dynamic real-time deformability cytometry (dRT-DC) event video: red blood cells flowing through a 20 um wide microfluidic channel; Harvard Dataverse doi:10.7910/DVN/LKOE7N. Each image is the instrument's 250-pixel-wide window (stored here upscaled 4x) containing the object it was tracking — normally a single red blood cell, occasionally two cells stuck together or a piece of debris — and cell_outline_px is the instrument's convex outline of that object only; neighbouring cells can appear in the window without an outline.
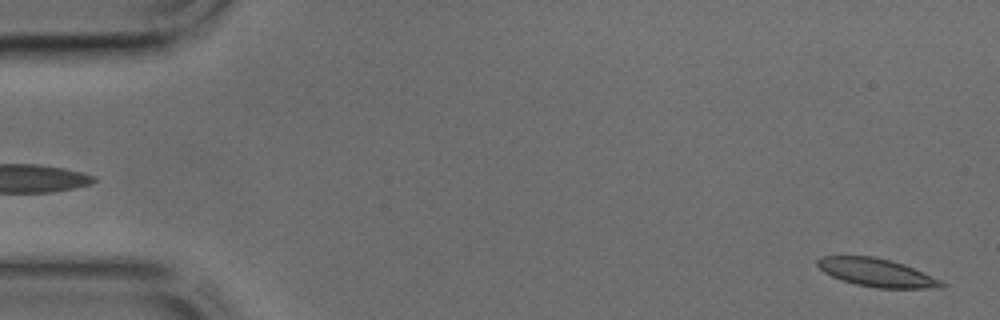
{"species": "common noctule bat (a hibernating species)", "species_latin": "Nyctalus noctula", "temperature_condition": "cold", "stored_images_in_passage": 43, "camera_frame_rate_fps": 3000, "um_per_image_px": 0.085, "animal": {"sex": "male", "body_mass_g": 17.9, "forearm_length_mm": 54.2}, "frame": {"image": 1, "passage_image": 1, "time_ms": 0.0, "image_size_px": [1000, 320], "cell_outline_px": [[948, 284], [944, 288], [876, 288], [856, 284], [832, 276], [824, 272], [816, 264], [816, 260], [820, 256], [872, 256], [904, 264], [940, 280]], "centroid_in_image_um": [74.52, 23.17], "position_along_channel_um": 10.5, "area_um2": 20.17}}
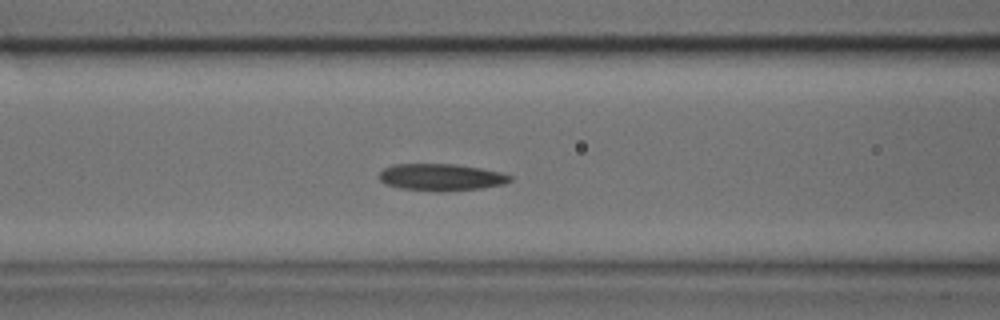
{"frame": {"image": 2, "passage_image": 17, "time_ms": 5.333, "image_size_px": [1000, 320], "cell_outline_px": [[512, 180], [504, 184], [480, 188], [440, 192], [400, 188], [388, 184], [380, 180], [380, 172], [384, 168], [392, 164], [456, 164], [480, 168], [500, 172], [512, 176]], "centroid_in_image_um": [37.51, 15.06], "position_along_channel_um": 129.1, "area_um2": 20.46}}
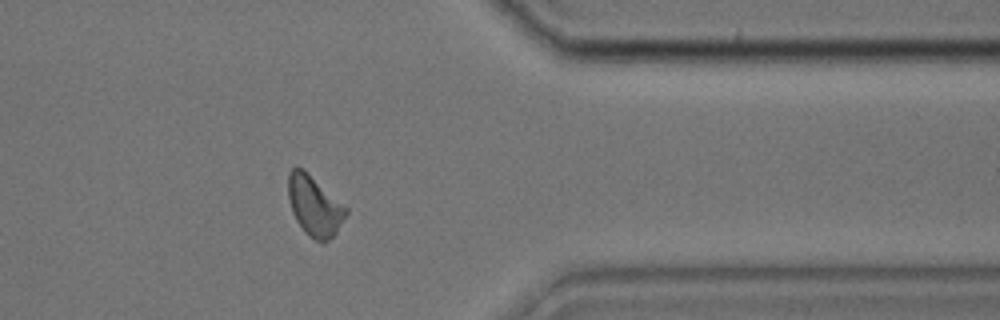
{"frame": {"image": 3, "passage_image": 35, "time_ms": 11.333, "image_size_px": [1000, 320], "cell_outline_px": [[348, 212], [336, 232], [324, 244], [308, 236], [304, 232], [296, 220], [292, 212], [288, 200], [288, 172], [296, 164], [304, 168], [348, 208]], "centroid_in_image_um": [26.7, 17.46], "position_along_channel_um": 384.7, "area_um2": 20.58}}